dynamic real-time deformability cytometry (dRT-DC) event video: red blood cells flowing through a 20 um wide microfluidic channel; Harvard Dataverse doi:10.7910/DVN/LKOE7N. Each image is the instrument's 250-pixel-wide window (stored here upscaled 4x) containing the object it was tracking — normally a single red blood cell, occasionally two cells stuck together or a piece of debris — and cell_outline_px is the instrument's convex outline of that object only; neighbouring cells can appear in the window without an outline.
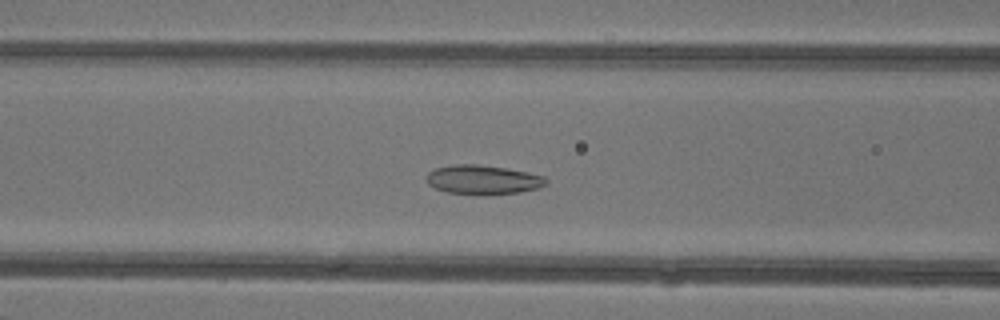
{"species": "common noctule bat (a hibernating species)", "species_latin": "Nyctalus noctula", "temperature_condition": "warm", "stored_images_in_passage": 34, "camera_frame_rate_fps": 3000, "um_per_image_px": 0.085, "animal": {"sex": "female"}, "frame": {"image": 1, "passage_image": 6, "time_ms": 1.667, "image_size_px": [1000, 320], "cell_outline_px": [[548, 184], [540, 188], [520, 192], [484, 196], [476, 196], [448, 192], [436, 188], [428, 184], [424, 176], [428, 172], [436, 168], [456, 164], [476, 164], [508, 168], [528, 172], [544, 176], [548, 180]], "centroid_in_image_um": [41.07, 15.29], "position_along_channel_um": 125.5, "area_um2": 20.92}}
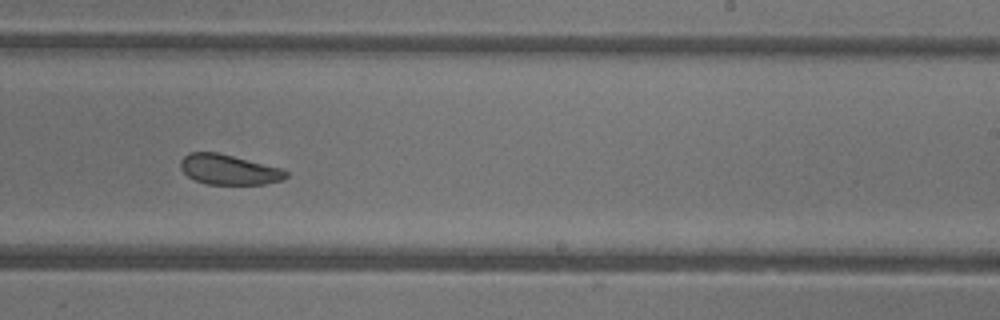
{"frame": {"image": 2, "passage_image": 16, "time_ms": 5.0, "image_size_px": [1000, 320], "cell_outline_px": [[288, 176], [284, 180], [264, 184], [208, 184], [196, 180], [188, 176], [180, 168], [180, 160], [188, 152], [216, 152], [284, 168], [288, 172]], "centroid_in_image_um": [19.49, 14.41], "position_along_channel_um": 269.5, "area_um2": 18.61}}
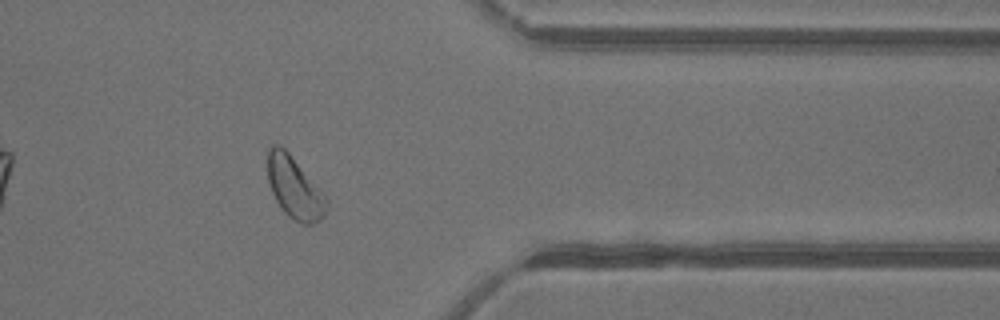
{"frame": {"image": 3, "passage_image": 25, "time_ms": 8.0, "image_size_px": [1000, 320], "cell_outline_px": [[328, 204], [324, 216], [320, 220], [312, 224], [304, 224], [288, 216], [284, 212], [276, 200], [272, 192], [268, 180], [268, 148], [272, 144], [280, 144], [288, 152], [328, 196]], "centroid_in_image_um": [25.06, 15.95], "position_along_channel_um": 386.3, "area_um2": 21.33}, "authors_computed_cell_mechanics": {"area_um2": 20.6346, "velocity_mm_per_s": 4.3263, "shape_relaxation_time_tau1_ms": 5.099, "shape_relaxation_time_tau2_ms": 3.5454, "deformation_change_tau1": 0.1068, "deformation_change_tau2": 0.0797}}